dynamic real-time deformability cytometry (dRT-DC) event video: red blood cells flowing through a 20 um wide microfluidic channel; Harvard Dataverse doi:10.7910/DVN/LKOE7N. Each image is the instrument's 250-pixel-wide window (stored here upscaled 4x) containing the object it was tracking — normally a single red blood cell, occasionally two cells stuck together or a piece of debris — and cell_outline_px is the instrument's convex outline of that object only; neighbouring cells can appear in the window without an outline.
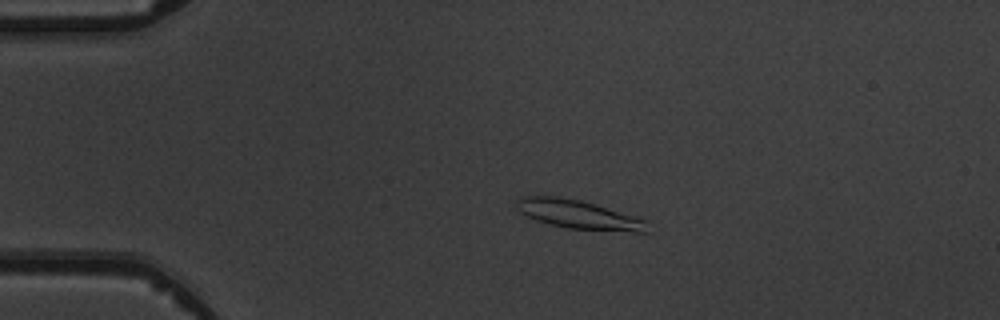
{"species": "common noctule bat (a hibernating species)", "species_latin": "Nyctalus noctula", "temperature_condition": "warm", "stored_images_in_passage": 3, "camera_frame_rate_fps": 3000, "um_per_image_px": 0.085, "animal": {"sex": "male", "body_mass_g": 19.5, "forearm_length_mm": 54.6}, "frame": {"image": 1, "passage_image": 2, "time_ms": 1.333, "image_size_px": [1000, 320], "cell_outline_px": [[648, 232], [632, 232], [568, 228], [536, 220], [520, 212], [516, 208], [516, 200], [520, 196], [556, 196], [580, 200], [648, 220]], "centroid_in_image_um": [49.18, 18.23], "position_along_channel_um": 35.8, "area_um2": 21.79}}